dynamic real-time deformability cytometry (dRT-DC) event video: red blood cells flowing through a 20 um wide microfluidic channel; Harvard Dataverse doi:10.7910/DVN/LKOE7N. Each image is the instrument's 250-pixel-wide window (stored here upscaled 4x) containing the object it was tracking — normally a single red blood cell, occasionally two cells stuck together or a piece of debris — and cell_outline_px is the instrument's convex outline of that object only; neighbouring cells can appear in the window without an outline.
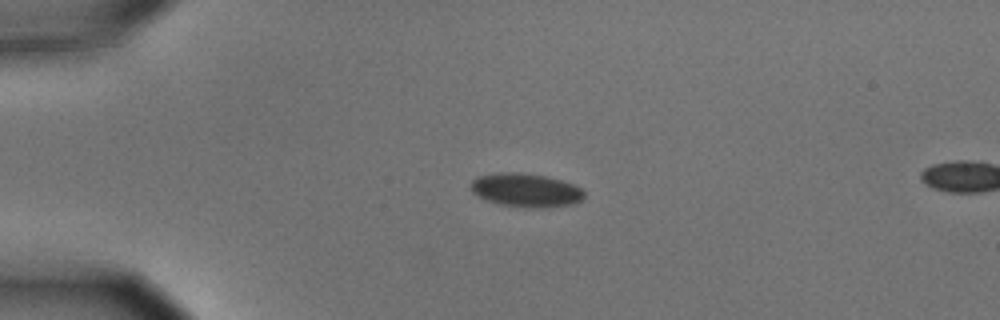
{"species": "common noctule bat (a hibernating species)", "species_latin": "Nyctalus noctula", "temperature_condition": "cold", "stored_images_in_passage": 5, "camera_frame_rate_fps": 3000, "um_per_image_px": 0.085, "animal": {"sex": "male", "body_mass_g": 15.6}, "frame": {"image": 1, "passage_image": 1, "time_ms": 0.0, "image_size_px": [1000, 320], "cell_outline_px": [[584, 196], [580, 200], [572, 204], [544, 208], [528, 208], [500, 204], [488, 200], [472, 192], [472, 180], [476, 176], [496, 172], [516, 172], [544, 176], [560, 180], [572, 184], [580, 188], [584, 192]], "centroid_in_image_um": [44.68, 16.16], "position_along_channel_um": 40.3, "area_um2": 22.02}}